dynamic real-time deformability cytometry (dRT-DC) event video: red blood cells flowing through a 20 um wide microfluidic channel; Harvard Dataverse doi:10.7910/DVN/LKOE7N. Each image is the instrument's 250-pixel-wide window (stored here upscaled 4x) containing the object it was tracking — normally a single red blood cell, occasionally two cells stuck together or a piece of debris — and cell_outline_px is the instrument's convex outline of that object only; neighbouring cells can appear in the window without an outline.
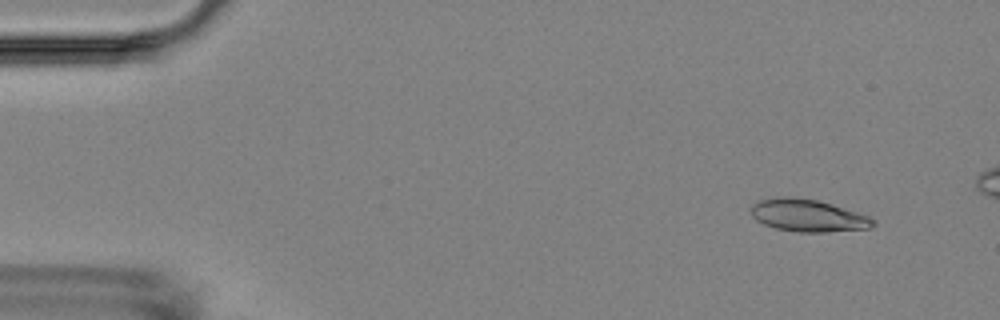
{"species": "Egyptian fruit bat (a non-hibernating species)", "species_latin": "Rousettus aegyptiacus", "temperature_condition": "room temperature", "stored_images_in_passage": 5, "camera_frame_rate_fps": 3000, "um_per_image_px": 0.085, "animal": {"sex": "female"}, "frame": {"image": 1, "passage_image": 1, "time_ms": 0.0, "image_size_px": [1000, 320], "cell_outline_px": [[876, 224], [872, 228], [824, 232], [800, 232], [776, 228], [764, 224], [756, 220], [752, 216], [752, 204], [760, 200], [772, 196], [792, 196], [816, 200], [832, 204], [868, 216], [876, 220]], "centroid_in_image_um": [68.67, 18.31], "position_along_channel_um": 16.3, "area_um2": 23.06}}